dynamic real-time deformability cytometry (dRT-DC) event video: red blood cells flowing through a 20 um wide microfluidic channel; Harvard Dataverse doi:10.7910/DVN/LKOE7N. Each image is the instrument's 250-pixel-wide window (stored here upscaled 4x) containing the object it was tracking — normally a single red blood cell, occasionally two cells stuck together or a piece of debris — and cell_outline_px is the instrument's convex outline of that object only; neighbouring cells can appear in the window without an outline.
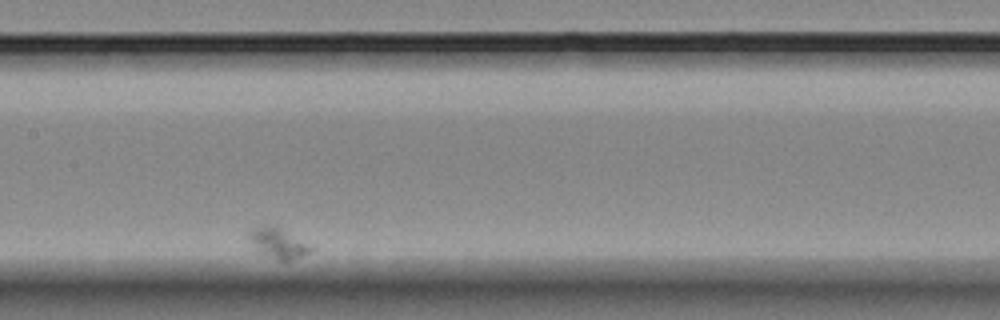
{"species": "Egyptian fruit bat (a non-hibernating species)", "species_latin": "Rousettus aegyptiacus", "temperature_condition": "room temperature", "stored_images_in_passage": 10, "camera_frame_rate_fps": 3000, "um_per_image_px": 0.085, "animal": {"sex": "female"}, "frame": {"image": 1, "passage_image": 6, "time_ms": 5.667, "image_size_px": [1000, 320], "cell_outline_px": [[316, 248], [312, 252], [288, 260], [280, 260], [252, 252], [248, 236], [248, 228], [264, 224], [276, 224], [312, 244]], "centroid_in_image_um": [23.59, 20.62], "position_along_channel_um": 183.8, "area_um2": 11.96}}
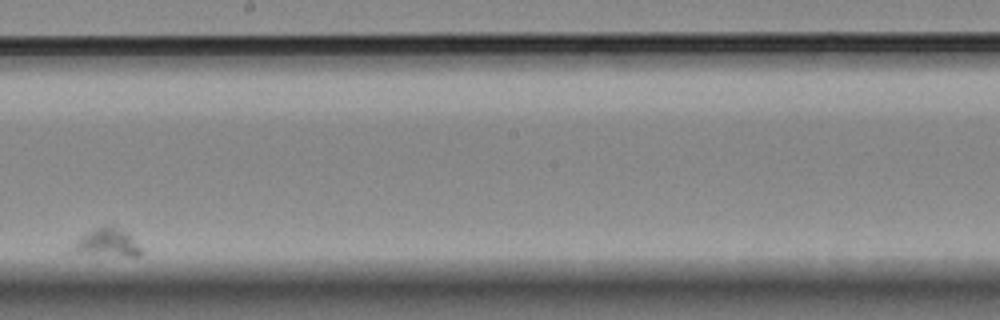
{"frame": {"image": 2, "passage_image": 7, "time_ms": 8.0, "image_size_px": [1000, 320], "cell_outline_px": [[140, 256], [88, 256], [68, 252], [68, 248], [84, 232], [104, 224], [108, 224], [124, 232], [140, 248]], "centroid_in_image_um": [8.91, 20.67], "position_along_channel_um": 239.3, "area_um2": 11.62}}
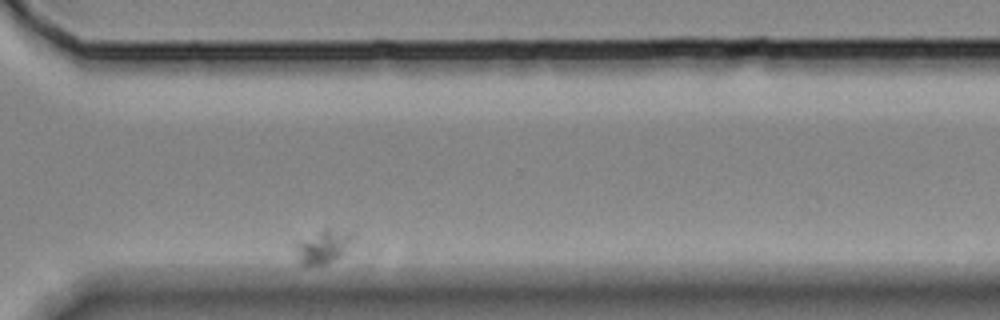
{"frame": {"image": 3, "passage_image": 10, "time_ms": 12.333, "image_size_px": [1000, 320], "cell_outline_px": [[352, 236], [344, 252], [340, 256], [324, 264], [300, 264], [296, 252], [296, 240], [324, 228], [328, 228], [352, 232]], "centroid_in_image_um": [27.4, 20.92], "position_along_channel_um": 343.2, "area_um2": 10.92}}